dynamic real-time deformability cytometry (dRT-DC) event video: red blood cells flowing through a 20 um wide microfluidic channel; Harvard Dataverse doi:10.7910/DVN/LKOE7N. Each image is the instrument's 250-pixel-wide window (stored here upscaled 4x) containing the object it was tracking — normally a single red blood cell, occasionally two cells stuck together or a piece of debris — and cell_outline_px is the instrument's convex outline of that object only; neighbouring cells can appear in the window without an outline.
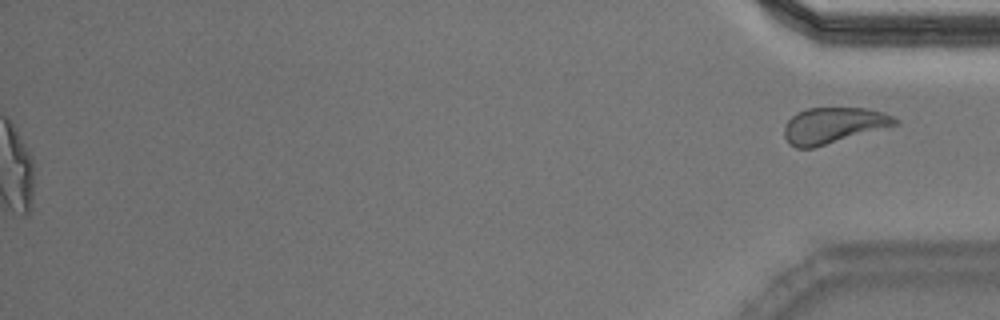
{"species": "Egyptian fruit bat (a non-hibernating species)", "species_latin": "Rousettus aegyptiacus", "temperature_condition": "warm", "stored_images_in_passage": 45, "segment_of_instrument_passage": [2, 2], "camera_frame_rate_fps": 3000, "um_per_image_px": 0.085, "animal": {"sex": "male"}, "frame": {"image": 1, "passage_image": 45, "time_ms": 14.667, "image_size_px": [1000, 320], "cell_outline_px": [[900, 124], [812, 148], [796, 148], [788, 144], [784, 136], [784, 128], [788, 120], [796, 112], [808, 108], [868, 108], [884, 112], [900, 120]], "centroid_in_image_um": [70.84, 10.65], "position_along_channel_um": 364.4, "area_um2": 23.29}}